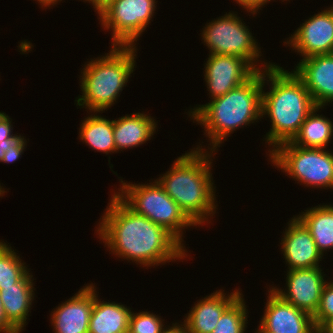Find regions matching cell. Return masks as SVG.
I'll use <instances>...</instances> for the list:
<instances>
[{"instance_id": "cell-16", "label": "cell", "mask_w": 333, "mask_h": 333, "mask_svg": "<svg viewBox=\"0 0 333 333\" xmlns=\"http://www.w3.org/2000/svg\"><path fill=\"white\" fill-rule=\"evenodd\" d=\"M94 302V285L81 288L73 297L59 305L51 314L55 333H88Z\"/></svg>"}, {"instance_id": "cell-17", "label": "cell", "mask_w": 333, "mask_h": 333, "mask_svg": "<svg viewBox=\"0 0 333 333\" xmlns=\"http://www.w3.org/2000/svg\"><path fill=\"white\" fill-rule=\"evenodd\" d=\"M224 293L216 290L194 304L182 322L189 333H212L222 314L242 295L239 289L227 296Z\"/></svg>"}, {"instance_id": "cell-37", "label": "cell", "mask_w": 333, "mask_h": 333, "mask_svg": "<svg viewBox=\"0 0 333 333\" xmlns=\"http://www.w3.org/2000/svg\"><path fill=\"white\" fill-rule=\"evenodd\" d=\"M315 333H327L322 327H318L315 329Z\"/></svg>"}, {"instance_id": "cell-12", "label": "cell", "mask_w": 333, "mask_h": 333, "mask_svg": "<svg viewBox=\"0 0 333 333\" xmlns=\"http://www.w3.org/2000/svg\"><path fill=\"white\" fill-rule=\"evenodd\" d=\"M284 42L297 50L302 59L333 53V7L314 14Z\"/></svg>"}, {"instance_id": "cell-7", "label": "cell", "mask_w": 333, "mask_h": 333, "mask_svg": "<svg viewBox=\"0 0 333 333\" xmlns=\"http://www.w3.org/2000/svg\"><path fill=\"white\" fill-rule=\"evenodd\" d=\"M269 157L274 166L298 183L313 188H333V154L324 149L303 148L290 141L277 145Z\"/></svg>"}, {"instance_id": "cell-24", "label": "cell", "mask_w": 333, "mask_h": 333, "mask_svg": "<svg viewBox=\"0 0 333 333\" xmlns=\"http://www.w3.org/2000/svg\"><path fill=\"white\" fill-rule=\"evenodd\" d=\"M11 246L0 241V289L18 283L29 271Z\"/></svg>"}, {"instance_id": "cell-15", "label": "cell", "mask_w": 333, "mask_h": 333, "mask_svg": "<svg viewBox=\"0 0 333 333\" xmlns=\"http://www.w3.org/2000/svg\"><path fill=\"white\" fill-rule=\"evenodd\" d=\"M293 71L304 82L317 107L333 101V53L304 58Z\"/></svg>"}, {"instance_id": "cell-9", "label": "cell", "mask_w": 333, "mask_h": 333, "mask_svg": "<svg viewBox=\"0 0 333 333\" xmlns=\"http://www.w3.org/2000/svg\"><path fill=\"white\" fill-rule=\"evenodd\" d=\"M156 0H108L98 12L104 30L111 29L113 46H135L150 23Z\"/></svg>"}, {"instance_id": "cell-28", "label": "cell", "mask_w": 333, "mask_h": 333, "mask_svg": "<svg viewBox=\"0 0 333 333\" xmlns=\"http://www.w3.org/2000/svg\"><path fill=\"white\" fill-rule=\"evenodd\" d=\"M26 145L27 143L24 136L21 135L18 136L17 134L13 135L9 139V147H7L4 154V158L2 159L1 162L9 163L16 161L18 158L21 157L23 151H25L24 149L26 148L25 147Z\"/></svg>"}, {"instance_id": "cell-11", "label": "cell", "mask_w": 333, "mask_h": 333, "mask_svg": "<svg viewBox=\"0 0 333 333\" xmlns=\"http://www.w3.org/2000/svg\"><path fill=\"white\" fill-rule=\"evenodd\" d=\"M322 268H302L287 271V290L272 287L284 301L302 309L312 316L318 310L322 290L326 284Z\"/></svg>"}, {"instance_id": "cell-29", "label": "cell", "mask_w": 333, "mask_h": 333, "mask_svg": "<svg viewBox=\"0 0 333 333\" xmlns=\"http://www.w3.org/2000/svg\"><path fill=\"white\" fill-rule=\"evenodd\" d=\"M8 115L4 112H0V142L6 139H10L13 135L12 122ZM12 133V134H11Z\"/></svg>"}, {"instance_id": "cell-26", "label": "cell", "mask_w": 333, "mask_h": 333, "mask_svg": "<svg viewBox=\"0 0 333 333\" xmlns=\"http://www.w3.org/2000/svg\"><path fill=\"white\" fill-rule=\"evenodd\" d=\"M162 322L160 316L151 312H131L128 333H162L165 329Z\"/></svg>"}, {"instance_id": "cell-23", "label": "cell", "mask_w": 333, "mask_h": 333, "mask_svg": "<svg viewBox=\"0 0 333 333\" xmlns=\"http://www.w3.org/2000/svg\"><path fill=\"white\" fill-rule=\"evenodd\" d=\"M79 138L89 145L92 150L103 152L106 155L116 152L113 137V120L98 115H90L82 120L79 129Z\"/></svg>"}, {"instance_id": "cell-36", "label": "cell", "mask_w": 333, "mask_h": 333, "mask_svg": "<svg viewBox=\"0 0 333 333\" xmlns=\"http://www.w3.org/2000/svg\"><path fill=\"white\" fill-rule=\"evenodd\" d=\"M37 2L39 1V3L41 4V7H46L47 6H51V5H55L56 3H58L59 1L62 0H36Z\"/></svg>"}, {"instance_id": "cell-4", "label": "cell", "mask_w": 333, "mask_h": 333, "mask_svg": "<svg viewBox=\"0 0 333 333\" xmlns=\"http://www.w3.org/2000/svg\"><path fill=\"white\" fill-rule=\"evenodd\" d=\"M266 83L264 70L257 71L249 80L208 104L190 110L197 124L204 126V134L210 139V149L216 152L230 133L243 125L262 118V92Z\"/></svg>"}, {"instance_id": "cell-39", "label": "cell", "mask_w": 333, "mask_h": 333, "mask_svg": "<svg viewBox=\"0 0 333 333\" xmlns=\"http://www.w3.org/2000/svg\"><path fill=\"white\" fill-rule=\"evenodd\" d=\"M256 332L257 333H268V332H264L259 326H258Z\"/></svg>"}, {"instance_id": "cell-22", "label": "cell", "mask_w": 333, "mask_h": 333, "mask_svg": "<svg viewBox=\"0 0 333 333\" xmlns=\"http://www.w3.org/2000/svg\"><path fill=\"white\" fill-rule=\"evenodd\" d=\"M297 217L310 231L322 255L327 249H333V205L311 207Z\"/></svg>"}, {"instance_id": "cell-21", "label": "cell", "mask_w": 333, "mask_h": 333, "mask_svg": "<svg viewBox=\"0 0 333 333\" xmlns=\"http://www.w3.org/2000/svg\"><path fill=\"white\" fill-rule=\"evenodd\" d=\"M324 107H315L306 117L299 132L290 141L303 148L325 149L333 136V123L316 112Z\"/></svg>"}, {"instance_id": "cell-14", "label": "cell", "mask_w": 333, "mask_h": 333, "mask_svg": "<svg viewBox=\"0 0 333 333\" xmlns=\"http://www.w3.org/2000/svg\"><path fill=\"white\" fill-rule=\"evenodd\" d=\"M281 238V249L288 269L319 267L323 257L310 231L298 217H292Z\"/></svg>"}, {"instance_id": "cell-34", "label": "cell", "mask_w": 333, "mask_h": 333, "mask_svg": "<svg viewBox=\"0 0 333 333\" xmlns=\"http://www.w3.org/2000/svg\"><path fill=\"white\" fill-rule=\"evenodd\" d=\"M9 147V139L3 140L0 142V162L4 158L5 151Z\"/></svg>"}, {"instance_id": "cell-5", "label": "cell", "mask_w": 333, "mask_h": 333, "mask_svg": "<svg viewBox=\"0 0 333 333\" xmlns=\"http://www.w3.org/2000/svg\"><path fill=\"white\" fill-rule=\"evenodd\" d=\"M135 52L136 46H112L109 53L86 63L80 79L82 95L76 105L98 113L116 103L135 70Z\"/></svg>"}, {"instance_id": "cell-30", "label": "cell", "mask_w": 333, "mask_h": 333, "mask_svg": "<svg viewBox=\"0 0 333 333\" xmlns=\"http://www.w3.org/2000/svg\"><path fill=\"white\" fill-rule=\"evenodd\" d=\"M0 333H20V331L8 320L3 302L0 297Z\"/></svg>"}, {"instance_id": "cell-19", "label": "cell", "mask_w": 333, "mask_h": 333, "mask_svg": "<svg viewBox=\"0 0 333 333\" xmlns=\"http://www.w3.org/2000/svg\"><path fill=\"white\" fill-rule=\"evenodd\" d=\"M33 275L28 272L18 283L0 289L5 314L8 320L21 332L34 299ZM34 288V289H33Z\"/></svg>"}, {"instance_id": "cell-32", "label": "cell", "mask_w": 333, "mask_h": 333, "mask_svg": "<svg viewBox=\"0 0 333 333\" xmlns=\"http://www.w3.org/2000/svg\"><path fill=\"white\" fill-rule=\"evenodd\" d=\"M184 326V327H183ZM162 333H189L186 325L179 324V323H173L172 326L166 327Z\"/></svg>"}, {"instance_id": "cell-13", "label": "cell", "mask_w": 333, "mask_h": 333, "mask_svg": "<svg viewBox=\"0 0 333 333\" xmlns=\"http://www.w3.org/2000/svg\"><path fill=\"white\" fill-rule=\"evenodd\" d=\"M270 290V291H269ZM268 290V299L259 327L268 333H315L313 316L284 301L275 291Z\"/></svg>"}, {"instance_id": "cell-2", "label": "cell", "mask_w": 333, "mask_h": 333, "mask_svg": "<svg viewBox=\"0 0 333 333\" xmlns=\"http://www.w3.org/2000/svg\"><path fill=\"white\" fill-rule=\"evenodd\" d=\"M264 81L270 91L262 92V117L268 115L271 128L265 141L274 149L291 141L299 132L306 117L317 107L304 82L294 73L273 63L264 69Z\"/></svg>"}, {"instance_id": "cell-25", "label": "cell", "mask_w": 333, "mask_h": 333, "mask_svg": "<svg viewBox=\"0 0 333 333\" xmlns=\"http://www.w3.org/2000/svg\"><path fill=\"white\" fill-rule=\"evenodd\" d=\"M247 308L243 294L222 314L212 333H244Z\"/></svg>"}, {"instance_id": "cell-18", "label": "cell", "mask_w": 333, "mask_h": 333, "mask_svg": "<svg viewBox=\"0 0 333 333\" xmlns=\"http://www.w3.org/2000/svg\"><path fill=\"white\" fill-rule=\"evenodd\" d=\"M156 125L154 118L139 112L113 120L116 152L121 149L137 147L151 140L156 131Z\"/></svg>"}, {"instance_id": "cell-1", "label": "cell", "mask_w": 333, "mask_h": 333, "mask_svg": "<svg viewBox=\"0 0 333 333\" xmlns=\"http://www.w3.org/2000/svg\"><path fill=\"white\" fill-rule=\"evenodd\" d=\"M111 198L96 231L113 254L145 267L188 256L164 227L135 213L115 193Z\"/></svg>"}, {"instance_id": "cell-8", "label": "cell", "mask_w": 333, "mask_h": 333, "mask_svg": "<svg viewBox=\"0 0 333 333\" xmlns=\"http://www.w3.org/2000/svg\"><path fill=\"white\" fill-rule=\"evenodd\" d=\"M242 19L231 11L224 16L212 20L203 29V42L210 54L233 55L247 60L257 71L271 67L272 63H264L259 68L257 61L261 57V49ZM257 60V61H256Z\"/></svg>"}, {"instance_id": "cell-10", "label": "cell", "mask_w": 333, "mask_h": 333, "mask_svg": "<svg viewBox=\"0 0 333 333\" xmlns=\"http://www.w3.org/2000/svg\"><path fill=\"white\" fill-rule=\"evenodd\" d=\"M204 68L211 99L237 88L257 72L247 60L233 55L209 54Z\"/></svg>"}, {"instance_id": "cell-27", "label": "cell", "mask_w": 333, "mask_h": 333, "mask_svg": "<svg viewBox=\"0 0 333 333\" xmlns=\"http://www.w3.org/2000/svg\"><path fill=\"white\" fill-rule=\"evenodd\" d=\"M333 316V282H326L323 287L318 310L313 315V322L316 328L321 327Z\"/></svg>"}, {"instance_id": "cell-6", "label": "cell", "mask_w": 333, "mask_h": 333, "mask_svg": "<svg viewBox=\"0 0 333 333\" xmlns=\"http://www.w3.org/2000/svg\"><path fill=\"white\" fill-rule=\"evenodd\" d=\"M122 187L114 192L135 213L145 216L157 225L164 227L182 245L183 231L197 226L164 191L157 180L150 184H130L121 179Z\"/></svg>"}, {"instance_id": "cell-20", "label": "cell", "mask_w": 333, "mask_h": 333, "mask_svg": "<svg viewBox=\"0 0 333 333\" xmlns=\"http://www.w3.org/2000/svg\"><path fill=\"white\" fill-rule=\"evenodd\" d=\"M98 299L94 285V302L88 333H128L130 308L120 303Z\"/></svg>"}, {"instance_id": "cell-38", "label": "cell", "mask_w": 333, "mask_h": 333, "mask_svg": "<svg viewBox=\"0 0 333 333\" xmlns=\"http://www.w3.org/2000/svg\"><path fill=\"white\" fill-rule=\"evenodd\" d=\"M7 191H4V188L0 185V197L4 195V193Z\"/></svg>"}, {"instance_id": "cell-33", "label": "cell", "mask_w": 333, "mask_h": 333, "mask_svg": "<svg viewBox=\"0 0 333 333\" xmlns=\"http://www.w3.org/2000/svg\"><path fill=\"white\" fill-rule=\"evenodd\" d=\"M93 5V8L97 13L106 5L108 0H85Z\"/></svg>"}, {"instance_id": "cell-31", "label": "cell", "mask_w": 333, "mask_h": 333, "mask_svg": "<svg viewBox=\"0 0 333 333\" xmlns=\"http://www.w3.org/2000/svg\"><path fill=\"white\" fill-rule=\"evenodd\" d=\"M242 6V8L246 9L248 12L252 13L253 15L258 12V9H261L267 2L271 0H234Z\"/></svg>"}, {"instance_id": "cell-35", "label": "cell", "mask_w": 333, "mask_h": 333, "mask_svg": "<svg viewBox=\"0 0 333 333\" xmlns=\"http://www.w3.org/2000/svg\"><path fill=\"white\" fill-rule=\"evenodd\" d=\"M327 333H333V316L329 318L322 326Z\"/></svg>"}, {"instance_id": "cell-3", "label": "cell", "mask_w": 333, "mask_h": 333, "mask_svg": "<svg viewBox=\"0 0 333 333\" xmlns=\"http://www.w3.org/2000/svg\"><path fill=\"white\" fill-rule=\"evenodd\" d=\"M178 157L170 170L156 180L185 214L201 225L215 214V191L211 173L213 151L200 148ZM212 152V153H211ZM209 216V217H208Z\"/></svg>"}]
</instances>
